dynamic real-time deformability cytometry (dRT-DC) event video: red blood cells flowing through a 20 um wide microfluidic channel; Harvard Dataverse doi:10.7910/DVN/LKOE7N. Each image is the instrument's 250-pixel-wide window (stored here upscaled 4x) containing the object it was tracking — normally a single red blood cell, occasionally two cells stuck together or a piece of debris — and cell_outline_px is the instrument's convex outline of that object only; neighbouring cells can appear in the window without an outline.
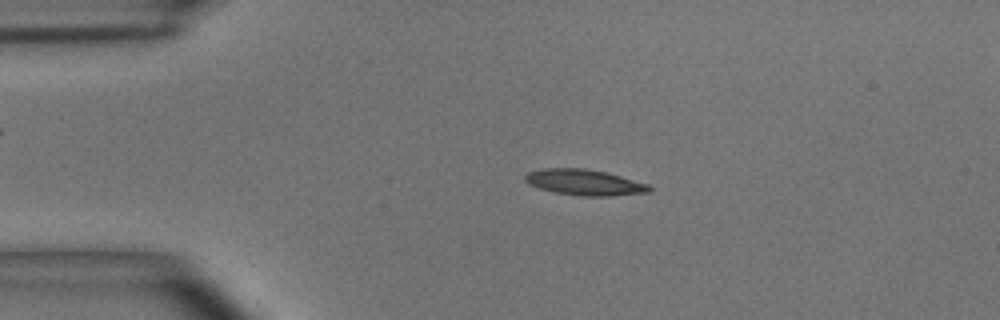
{"species": "common noctule bat (a hibernating species)", "species_latin": "Nyctalus noctula", "temperature_condition": "room temperature", "stored_images_in_passage": 54, "camera_frame_rate_fps": 3000, "um_per_image_px": 0.085, "animal": {"sex": "male", "body_mass_g": 15.6}, "frame": {"image": 1, "passage_image": 11, "time_ms": 3.333, "image_size_px": [1000, 320], "cell_outline_px": [[652, 192], [612, 196], [580, 196], [556, 192], [540, 188], [528, 184], [524, 180], [524, 176], [528, 172], [544, 168], [584, 168], [604, 172], [620, 176], [648, 184], [652, 188]], "centroid_in_image_um": [49.69, 15.5], "position_along_channel_um": 35.3, "area_um2": 18.67}}
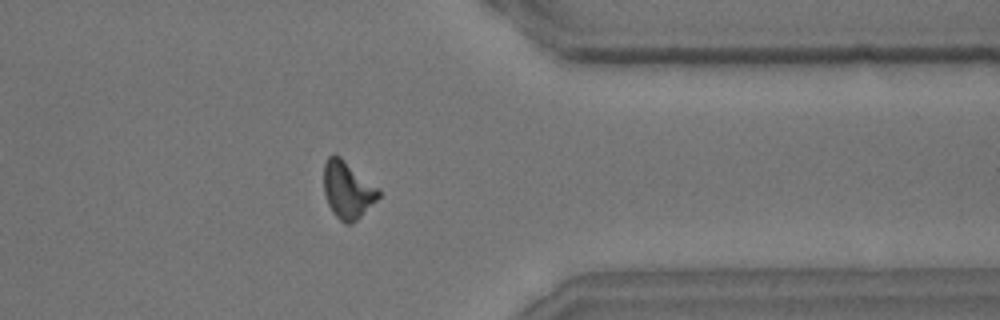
{"frame": {"image": 2, "passage_image": 43, "time_ms": 14.0, "image_size_px": [1000, 320], "cell_outline_px": [[380, 196], [352, 224], [344, 224], [332, 212], [328, 204], [324, 192], [324, 164], [328, 156], [340, 156], [376, 188], [380, 192]], "centroid_in_image_um": [29.5, 16.17], "position_along_channel_um": 381.9, "area_um2": 17.69}}
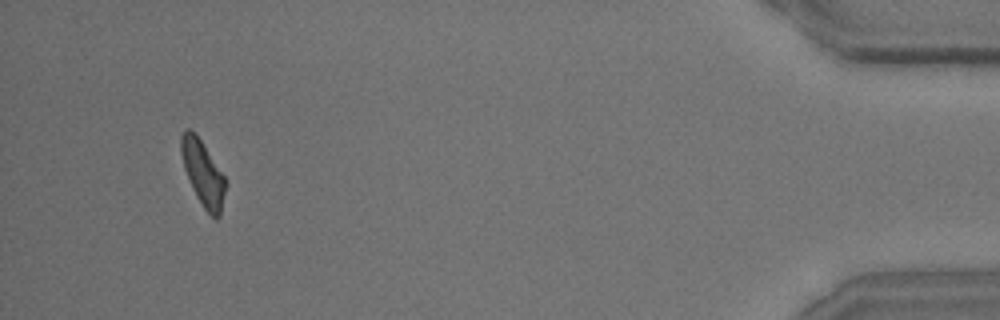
{"frame": {"image": 3, "passage_image": 51, "time_ms": 16.667, "image_size_px": [1000, 320], "cell_outline_px": [[228, 184], [220, 216], [216, 220], [204, 208], [196, 196], [192, 188], [184, 168], [180, 152], [180, 136], [188, 128], [200, 140], [228, 180]], "centroid_in_image_um": [17.28, 14.78], "position_along_channel_um": 417.9, "area_um2": 16.94}, "authors_computed_cell_mechanics": {"area_um2": 17.9469, "velocity_mm_per_s": 3.6759, "shape_relaxation_time_tau1_ms": 5.1514, "shape_relaxation_time_tau2_ms": 4.7266, "deformation_change_tau1": 0.1608, "deformation_change_tau2": 0.134}}